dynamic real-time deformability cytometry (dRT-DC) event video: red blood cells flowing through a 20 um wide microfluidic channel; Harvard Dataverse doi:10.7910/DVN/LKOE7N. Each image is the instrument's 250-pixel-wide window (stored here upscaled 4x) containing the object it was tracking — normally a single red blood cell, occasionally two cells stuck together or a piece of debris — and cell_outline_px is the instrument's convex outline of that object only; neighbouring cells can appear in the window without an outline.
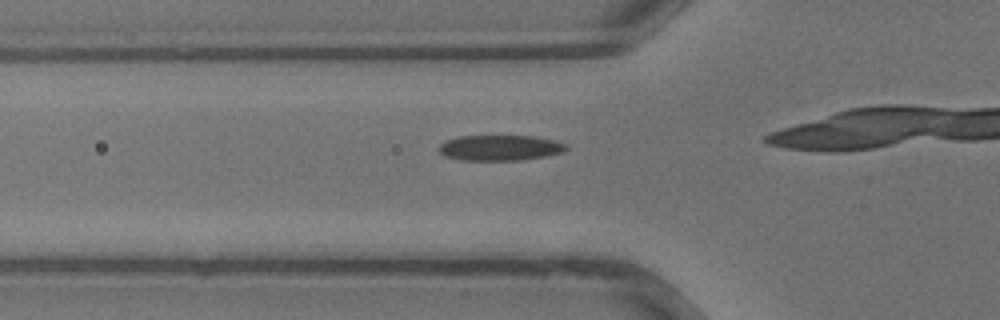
{"species": "common noctule bat (a hibernating species)", "species_latin": "Nyctalus noctula", "temperature_condition": "warm", "stored_images_in_passage": 15, "camera_frame_rate_fps": 3000, "um_per_image_px": 0.085, "animal": {"sex": "male", "body_mass_g": 13.3}, "frame": {"image": 1, "passage_image": 9, "time_ms": 2.667, "image_size_px": [1000, 320], "cell_outline_px": [[568, 148], [564, 152], [548, 156], [520, 160], [460, 160], [444, 156], [440, 152], [440, 144], [444, 140], [456, 136], [532, 136], [552, 140], [568, 144]], "centroid_in_image_um": [42.5, 12.56], "position_along_channel_um": 83.3, "area_um2": 19.07}}
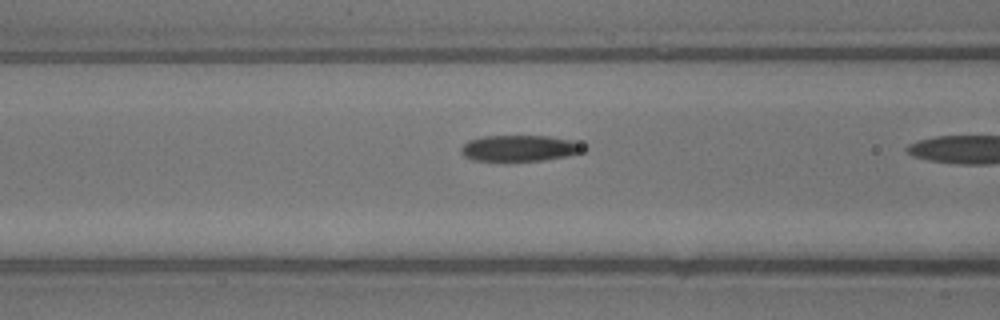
{"frame": {"image": 2, "passage_image": 11, "time_ms": 3.333, "image_size_px": [1000, 320], "cell_outline_px": [[584, 152], [568, 156], [544, 160], [472, 160], [464, 156], [460, 152], [460, 148], [468, 140], [484, 136], [548, 136], [572, 140], [584, 144]], "centroid_in_image_um": [44.19, 12.59], "position_along_channel_um": 122.4, "area_um2": 18.61}}
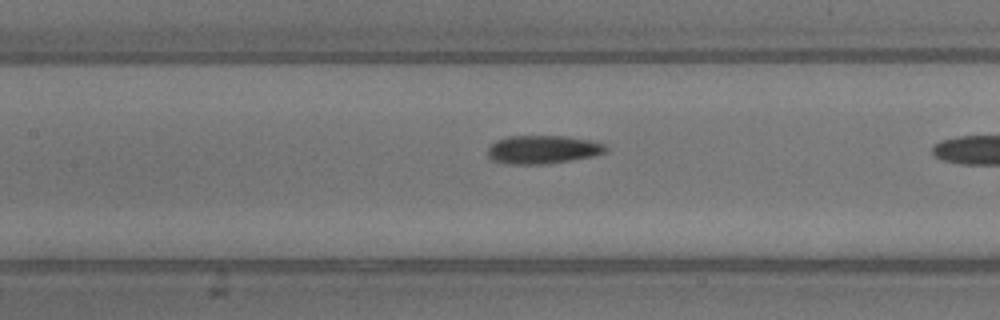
{"frame": {"image": 3, "passage_image": 13, "time_ms": 4.0, "image_size_px": [1000, 320], "cell_outline_px": [[608, 152], [592, 156], [544, 164], [508, 164], [492, 160], [488, 156], [488, 148], [496, 140], [508, 136], [564, 136], [592, 140], [604, 144], [608, 148]], "centroid_in_image_um": [46.14, 12.7], "position_along_channel_um": 161.3, "area_um2": 19.48}}